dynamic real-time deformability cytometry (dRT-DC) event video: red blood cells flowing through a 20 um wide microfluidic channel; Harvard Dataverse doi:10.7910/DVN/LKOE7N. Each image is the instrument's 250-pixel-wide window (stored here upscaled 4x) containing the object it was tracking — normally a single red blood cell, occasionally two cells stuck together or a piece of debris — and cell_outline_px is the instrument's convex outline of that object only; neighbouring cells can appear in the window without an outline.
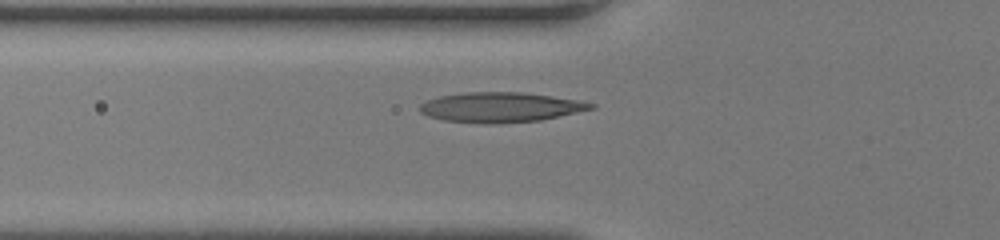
{"species": "human", "species_latin": "Homo sapiens", "temperature_condition": "room temperature", "stored_images_in_passage": 39, "camera_frame_rate_fps": 3000, "um_per_image_px": 0.085, "donor": {"sex": "female"}, "frame": {"image": 1, "passage_image": 8, "time_ms": 2.333, "image_size_px": [1000, 240], "cell_outline_px": [[596, 108], [540, 120], [500, 124], [484, 124], [444, 120], [428, 116], [420, 112], [420, 104], [428, 100], [440, 96], [464, 92], [524, 92], [576, 100], [596, 104]], "centroid_in_image_um": [42.53, 9.12], "position_along_channel_um": 83.3, "area_um2": 29.82}}
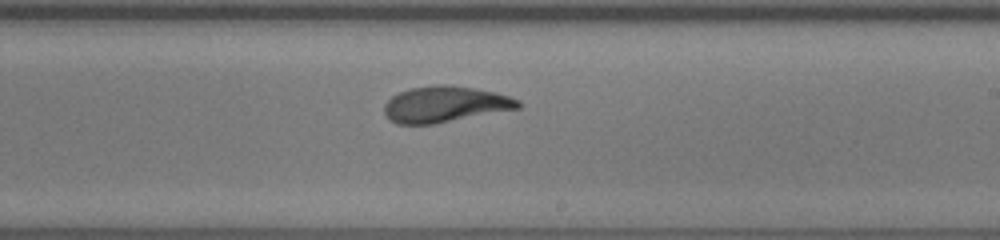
{"frame": {"image": 2, "passage_image": 20, "time_ms": 6.333, "image_size_px": [1000, 240], "cell_outline_px": [[524, 104], [520, 108], [432, 124], [396, 124], [388, 120], [384, 112], [384, 104], [392, 96], [408, 88], [436, 84], [448, 84], [476, 88], [496, 92], [520, 100]], "centroid_in_image_um": [37.82, 8.85], "position_along_channel_um": 251.2, "area_um2": 28.38}}
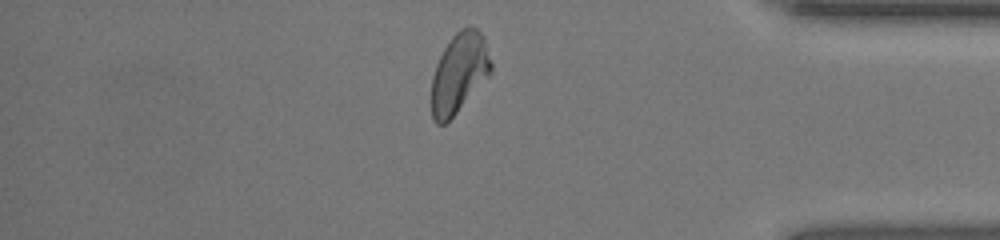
{"frame": {"image": 3, "passage_image": 32, "time_ms": 10.333, "image_size_px": [1000, 240], "cell_outline_px": [[492, 72], [456, 112], [444, 124], [436, 124], [432, 120], [428, 100], [432, 76], [436, 64], [444, 48], [452, 36], [460, 28], [468, 24], [476, 28], [484, 36], [492, 64]], "centroid_in_image_um": [38.98, 6.2], "position_along_channel_um": 396.2, "area_um2": 28.21}, "authors_computed_cell_mechanics": {"area_um2": 28.0908, "velocity_mm_per_s": 4.2051, "shape_relaxation_time_tau1_ms": 4.3569, "shape_relaxation_time_tau2_ms": 1.1331, "deformation_change_tau1": 0.1682, "deformation_change_tau2": 0.0796}}